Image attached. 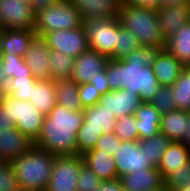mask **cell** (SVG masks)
Here are the masks:
<instances>
[{
    "label": "cell",
    "mask_w": 190,
    "mask_h": 191,
    "mask_svg": "<svg viewBox=\"0 0 190 191\" xmlns=\"http://www.w3.org/2000/svg\"><path fill=\"white\" fill-rule=\"evenodd\" d=\"M163 48L141 46L124 59H109L105 68L110 91L127 89L141 102H151L161 87L152 66Z\"/></svg>",
    "instance_id": "1"
},
{
    "label": "cell",
    "mask_w": 190,
    "mask_h": 191,
    "mask_svg": "<svg viewBox=\"0 0 190 191\" xmlns=\"http://www.w3.org/2000/svg\"><path fill=\"white\" fill-rule=\"evenodd\" d=\"M84 121L83 111H70L58 103L45 115L35 146L56 156L77 154V132Z\"/></svg>",
    "instance_id": "2"
},
{
    "label": "cell",
    "mask_w": 190,
    "mask_h": 191,
    "mask_svg": "<svg viewBox=\"0 0 190 191\" xmlns=\"http://www.w3.org/2000/svg\"><path fill=\"white\" fill-rule=\"evenodd\" d=\"M55 156L34 145L28 152L14 158L10 163L21 190L46 191Z\"/></svg>",
    "instance_id": "3"
},
{
    "label": "cell",
    "mask_w": 190,
    "mask_h": 191,
    "mask_svg": "<svg viewBox=\"0 0 190 191\" xmlns=\"http://www.w3.org/2000/svg\"><path fill=\"white\" fill-rule=\"evenodd\" d=\"M118 18L121 26L138 38L141 46L165 47L157 9L121 5Z\"/></svg>",
    "instance_id": "4"
},
{
    "label": "cell",
    "mask_w": 190,
    "mask_h": 191,
    "mask_svg": "<svg viewBox=\"0 0 190 191\" xmlns=\"http://www.w3.org/2000/svg\"><path fill=\"white\" fill-rule=\"evenodd\" d=\"M83 26V20L70 0H60L36 12L34 31L37 36L44 37L47 33L72 29Z\"/></svg>",
    "instance_id": "5"
},
{
    "label": "cell",
    "mask_w": 190,
    "mask_h": 191,
    "mask_svg": "<svg viewBox=\"0 0 190 191\" xmlns=\"http://www.w3.org/2000/svg\"><path fill=\"white\" fill-rule=\"evenodd\" d=\"M1 106L6 109L7 116L12 119L15 126L25 135L35 141L41 132L45 115L32 103L16 100L5 94Z\"/></svg>",
    "instance_id": "6"
},
{
    "label": "cell",
    "mask_w": 190,
    "mask_h": 191,
    "mask_svg": "<svg viewBox=\"0 0 190 191\" xmlns=\"http://www.w3.org/2000/svg\"><path fill=\"white\" fill-rule=\"evenodd\" d=\"M89 48L114 59V48L117 42V18L90 17L83 20Z\"/></svg>",
    "instance_id": "7"
},
{
    "label": "cell",
    "mask_w": 190,
    "mask_h": 191,
    "mask_svg": "<svg viewBox=\"0 0 190 191\" xmlns=\"http://www.w3.org/2000/svg\"><path fill=\"white\" fill-rule=\"evenodd\" d=\"M83 163L81 155L55 156L46 191H77V179Z\"/></svg>",
    "instance_id": "8"
},
{
    "label": "cell",
    "mask_w": 190,
    "mask_h": 191,
    "mask_svg": "<svg viewBox=\"0 0 190 191\" xmlns=\"http://www.w3.org/2000/svg\"><path fill=\"white\" fill-rule=\"evenodd\" d=\"M36 12L30 4L18 0H0V27L2 29L34 30Z\"/></svg>",
    "instance_id": "9"
},
{
    "label": "cell",
    "mask_w": 190,
    "mask_h": 191,
    "mask_svg": "<svg viewBox=\"0 0 190 191\" xmlns=\"http://www.w3.org/2000/svg\"><path fill=\"white\" fill-rule=\"evenodd\" d=\"M113 159L118 177L156 167L151 160H147L145 152L141 151L139 140L121 141Z\"/></svg>",
    "instance_id": "10"
},
{
    "label": "cell",
    "mask_w": 190,
    "mask_h": 191,
    "mask_svg": "<svg viewBox=\"0 0 190 191\" xmlns=\"http://www.w3.org/2000/svg\"><path fill=\"white\" fill-rule=\"evenodd\" d=\"M43 38L51 50L63 52L74 58L89 49L88 37L83 26L53 31Z\"/></svg>",
    "instance_id": "11"
},
{
    "label": "cell",
    "mask_w": 190,
    "mask_h": 191,
    "mask_svg": "<svg viewBox=\"0 0 190 191\" xmlns=\"http://www.w3.org/2000/svg\"><path fill=\"white\" fill-rule=\"evenodd\" d=\"M50 52L47 41L35 36L25 53L24 60L31 69L32 76L37 80H50Z\"/></svg>",
    "instance_id": "12"
},
{
    "label": "cell",
    "mask_w": 190,
    "mask_h": 191,
    "mask_svg": "<svg viewBox=\"0 0 190 191\" xmlns=\"http://www.w3.org/2000/svg\"><path fill=\"white\" fill-rule=\"evenodd\" d=\"M108 61V57L89 48L75 58L71 80L78 85L89 83L105 69Z\"/></svg>",
    "instance_id": "13"
},
{
    "label": "cell",
    "mask_w": 190,
    "mask_h": 191,
    "mask_svg": "<svg viewBox=\"0 0 190 191\" xmlns=\"http://www.w3.org/2000/svg\"><path fill=\"white\" fill-rule=\"evenodd\" d=\"M99 103L105 109L116 113L118 119L122 116L134 115L142 102L138 94L127 89H120L106 92L100 98Z\"/></svg>",
    "instance_id": "14"
},
{
    "label": "cell",
    "mask_w": 190,
    "mask_h": 191,
    "mask_svg": "<svg viewBox=\"0 0 190 191\" xmlns=\"http://www.w3.org/2000/svg\"><path fill=\"white\" fill-rule=\"evenodd\" d=\"M35 142L23 134L16 126L0 132V161L11 162L24 152H28Z\"/></svg>",
    "instance_id": "15"
},
{
    "label": "cell",
    "mask_w": 190,
    "mask_h": 191,
    "mask_svg": "<svg viewBox=\"0 0 190 191\" xmlns=\"http://www.w3.org/2000/svg\"><path fill=\"white\" fill-rule=\"evenodd\" d=\"M124 191H148L165 187V179L157 167L118 177Z\"/></svg>",
    "instance_id": "16"
},
{
    "label": "cell",
    "mask_w": 190,
    "mask_h": 191,
    "mask_svg": "<svg viewBox=\"0 0 190 191\" xmlns=\"http://www.w3.org/2000/svg\"><path fill=\"white\" fill-rule=\"evenodd\" d=\"M74 9L80 13L82 20L90 17H107L116 19L119 16L121 0H70Z\"/></svg>",
    "instance_id": "17"
},
{
    "label": "cell",
    "mask_w": 190,
    "mask_h": 191,
    "mask_svg": "<svg viewBox=\"0 0 190 191\" xmlns=\"http://www.w3.org/2000/svg\"><path fill=\"white\" fill-rule=\"evenodd\" d=\"M158 22L165 40L177 32L185 23L190 22V5H172L157 9Z\"/></svg>",
    "instance_id": "18"
},
{
    "label": "cell",
    "mask_w": 190,
    "mask_h": 191,
    "mask_svg": "<svg viewBox=\"0 0 190 191\" xmlns=\"http://www.w3.org/2000/svg\"><path fill=\"white\" fill-rule=\"evenodd\" d=\"M154 74L161 86H172L185 67L165 48H163L154 64Z\"/></svg>",
    "instance_id": "19"
},
{
    "label": "cell",
    "mask_w": 190,
    "mask_h": 191,
    "mask_svg": "<svg viewBox=\"0 0 190 191\" xmlns=\"http://www.w3.org/2000/svg\"><path fill=\"white\" fill-rule=\"evenodd\" d=\"M84 163L102 180L108 181L118 178L113 155L110 152L96 148L82 155Z\"/></svg>",
    "instance_id": "20"
},
{
    "label": "cell",
    "mask_w": 190,
    "mask_h": 191,
    "mask_svg": "<svg viewBox=\"0 0 190 191\" xmlns=\"http://www.w3.org/2000/svg\"><path fill=\"white\" fill-rule=\"evenodd\" d=\"M161 113L150 102H142L135 111L139 140L155 136L160 132Z\"/></svg>",
    "instance_id": "21"
},
{
    "label": "cell",
    "mask_w": 190,
    "mask_h": 191,
    "mask_svg": "<svg viewBox=\"0 0 190 191\" xmlns=\"http://www.w3.org/2000/svg\"><path fill=\"white\" fill-rule=\"evenodd\" d=\"M36 36L34 30L3 29L2 52L24 57L31 41Z\"/></svg>",
    "instance_id": "22"
},
{
    "label": "cell",
    "mask_w": 190,
    "mask_h": 191,
    "mask_svg": "<svg viewBox=\"0 0 190 191\" xmlns=\"http://www.w3.org/2000/svg\"><path fill=\"white\" fill-rule=\"evenodd\" d=\"M184 67L190 65V22L166 39L164 47Z\"/></svg>",
    "instance_id": "23"
},
{
    "label": "cell",
    "mask_w": 190,
    "mask_h": 191,
    "mask_svg": "<svg viewBox=\"0 0 190 191\" xmlns=\"http://www.w3.org/2000/svg\"><path fill=\"white\" fill-rule=\"evenodd\" d=\"M29 102L41 113L47 115L57 103L54 80H37L31 86Z\"/></svg>",
    "instance_id": "24"
},
{
    "label": "cell",
    "mask_w": 190,
    "mask_h": 191,
    "mask_svg": "<svg viewBox=\"0 0 190 191\" xmlns=\"http://www.w3.org/2000/svg\"><path fill=\"white\" fill-rule=\"evenodd\" d=\"M190 161V149L181 142L172 141L157 167L165 179L172 171Z\"/></svg>",
    "instance_id": "25"
},
{
    "label": "cell",
    "mask_w": 190,
    "mask_h": 191,
    "mask_svg": "<svg viewBox=\"0 0 190 191\" xmlns=\"http://www.w3.org/2000/svg\"><path fill=\"white\" fill-rule=\"evenodd\" d=\"M86 128L104 130V133H112L117 122L116 113L105 109L99 102L92 107L83 110Z\"/></svg>",
    "instance_id": "26"
},
{
    "label": "cell",
    "mask_w": 190,
    "mask_h": 191,
    "mask_svg": "<svg viewBox=\"0 0 190 191\" xmlns=\"http://www.w3.org/2000/svg\"><path fill=\"white\" fill-rule=\"evenodd\" d=\"M56 100L70 111H83L79 85L72 80H54Z\"/></svg>",
    "instance_id": "27"
},
{
    "label": "cell",
    "mask_w": 190,
    "mask_h": 191,
    "mask_svg": "<svg viewBox=\"0 0 190 191\" xmlns=\"http://www.w3.org/2000/svg\"><path fill=\"white\" fill-rule=\"evenodd\" d=\"M159 128L171 141L180 142L186 133V111L176 109L162 114Z\"/></svg>",
    "instance_id": "28"
},
{
    "label": "cell",
    "mask_w": 190,
    "mask_h": 191,
    "mask_svg": "<svg viewBox=\"0 0 190 191\" xmlns=\"http://www.w3.org/2000/svg\"><path fill=\"white\" fill-rule=\"evenodd\" d=\"M172 141L163 133L158 132L155 136L139 140L141 151L145 152L147 160H151L152 163L158 167L163 154L168 149Z\"/></svg>",
    "instance_id": "29"
},
{
    "label": "cell",
    "mask_w": 190,
    "mask_h": 191,
    "mask_svg": "<svg viewBox=\"0 0 190 191\" xmlns=\"http://www.w3.org/2000/svg\"><path fill=\"white\" fill-rule=\"evenodd\" d=\"M50 75L52 80H71L75 58L60 51L50 52Z\"/></svg>",
    "instance_id": "30"
},
{
    "label": "cell",
    "mask_w": 190,
    "mask_h": 191,
    "mask_svg": "<svg viewBox=\"0 0 190 191\" xmlns=\"http://www.w3.org/2000/svg\"><path fill=\"white\" fill-rule=\"evenodd\" d=\"M140 47L141 44L138 38L127 29L123 28L119 18H117V42L114 48V59H124Z\"/></svg>",
    "instance_id": "31"
},
{
    "label": "cell",
    "mask_w": 190,
    "mask_h": 191,
    "mask_svg": "<svg viewBox=\"0 0 190 191\" xmlns=\"http://www.w3.org/2000/svg\"><path fill=\"white\" fill-rule=\"evenodd\" d=\"M177 109L190 111V73L184 69L171 86Z\"/></svg>",
    "instance_id": "32"
},
{
    "label": "cell",
    "mask_w": 190,
    "mask_h": 191,
    "mask_svg": "<svg viewBox=\"0 0 190 191\" xmlns=\"http://www.w3.org/2000/svg\"><path fill=\"white\" fill-rule=\"evenodd\" d=\"M37 81L33 76H21L18 78H12L9 81V85L5 91L16 100L29 101L31 97V86Z\"/></svg>",
    "instance_id": "33"
},
{
    "label": "cell",
    "mask_w": 190,
    "mask_h": 191,
    "mask_svg": "<svg viewBox=\"0 0 190 191\" xmlns=\"http://www.w3.org/2000/svg\"><path fill=\"white\" fill-rule=\"evenodd\" d=\"M104 134V130L86 128L83 123L77 132V155H84L87 151L95 148L100 136Z\"/></svg>",
    "instance_id": "34"
},
{
    "label": "cell",
    "mask_w": 190,
    "mask_h": 191,
    "mask_svg": "<svg viewBox=\"0 0 190 191\" xmlns=\"http://www.w3.org/2000/svg\"><path fill=\"white\" fill-rule=\"evenodd\" d=\"M113 133L121 141L139 140L137 119L134 115H126L117 119Z\"/></svg>",
    "instance_id": "35"
},
{
    "label": "cell",
    "mask_w": 190,
    "mask_h": 191,
    "mask_svg": "<svg viewBox=\"0 0 190 191\" xmlns=\"http://www.w3.org/2000/svg\"><path fill=\"white\" fill-rule=\"evenodd\" d=\"M1 64H3L7 71L9 79L21 76H32L31 69L26 64L24 57L16 56L14 54H3Z\"/></svg>",
    "instance_id": "36"
},
{
    "label": "cell",
    "mask_w": 190,
    "mask_h": 191,
    "mask_svg": "<svg viewBox=\"0 0 190 191\" xmlns=\"http://www.w3.org/2000/svg\"><path fill=\"white\" fill-rule=\"evenodd\" d=\"M187 185H190V161L172 171L165 178V187L168 191H173Z\"/></svg>",
    "instance_id": "37"
},
{
    "label": "cell",
    "mask_w": 190,
    "mask_h": 191,
    "mask_svg": "<svg viewBox=\"0 0 190 191\" xmlns=\"http://www.w3.org/2000/svg\"><path fill=\"white\" fill-rule=\"evenodd\" d=\"M0 191H21L19 180L10 162L0 161Z\"/></svg>",
    "instance_id": "38"
},
{
    "label": "cell",
    "mask_w": 190,
    "mask_h": 191,
    "mask_svg": "<svg viewBox=\"0 0 190 191\" xmlns=\"http://www.w3.org/2000/svg\"><path fill=\"white\" fill-rule=\"evenodd\" d=\"M150 103L156 107L161 114L169 113L177 109L170 86H161Z\"/></svg>",
    "instance_id": "39"
},
{
    "label": "cell",
    "mask_w": 190,
    "mask_h": 191,
    "mask_svg": "<svg viewBox=\"0 0 190 191\" xmlns=\"http://www.w3.org/2000/svg\"><path fill=\"white\" fill-rule=\"evenodd\" d=\"M102 180L83 163L80 167L77 179V191H95L99 188Z\"/></svg>",
    "instance_id": "40"
},
{
    "label": "cell",
    "mask_w": 190,
    "mask_h": 191,
    "mask_svg": "<svg viewBox=\"0 0 190 191\" xmlns=\"http://www.w3.org/2000/svg\"><path fill=\"white\" fill-rule=\"evenodd\" d=\"M79 97L84 110L97 104L102 95L91 83H83L79 85Z\"/></svg>",
    "instance_id": "41"
},
{
    "label": "cell",
    "mask_w": 190,
    "mask_h": 191,
    "mask_svg": "<svg viewBox=\"0 0 190 191\" xmlns=\"http://www.w3.org/2000/svg\"><path fill=\"white\" fill-rule=\"evenodd\" d=\"M120 142L121 140L113 132L104 133L100 136L95 148L105 152H110L112 155H114L118 146L120 145Z\"/></svg>",
    "instance_id": "42"
},
{
    "label": "cell",
    "mask_w": 190,
    "mask_h": 191,
    "mask_svg": "<svg viewBox=\"0 0 190 191\" xmlns=\"http://www.w3.org/2000/svg\"><path fill=\"white\" fill-rule=\"evenodd\" d=\"M89 83L95 86V88L101 93V95H104L106 92H109L110 88L106 77V68L100 73H98V76L96 78L91 79Z\"/></svg>",
    "instance_id": "43"
},
{
    "label": "cell",
    "mask_w": 190,
    "mask_h": 191,
    "mask_svg": "<svg viewBox=\"0 0 190 191\" xmlns=\"http://www.w3.org/2000/svg\"><path fill=\"white\" fill-rule=\"evenodd\" d=\"M121 5L159 9L161 8V0H121Z\"/></svg>",
    "instance_id": "44"
},
{
    "label": "cell",
    "mask_w": 190,
    "mask_h": 191,
    "mask_svg": "<svg viewBox=\"0 0 190 191\" xmlns=\"http://www.w3.org/2000/svg\"><path fill=\"white\" fill-rule=\"evenodd\" d=\"M95 191H124L119 178L102 181L99 188Z\"/></svg>",
    "instance_id": "45"
},
{
    "label": "cell",
    "mask_w": 190,
    "mask_h": 191,
    "mask_svg": "<svg viewBox=\"0 0 190 191\" xmlns=\"http://www.w3.org/2000/svg\"><path fill=\"white\" fill-rule=\"evenodd\" d=\"M12 127H15L14 121L7 116L6 109L0 106V132L11 130Z\"/></svg>",
    "instance_id": "46"
},
{
    "label": "cell",
    "mask_w": 190,
    "mask_h": 191,
    "mask_svg": "<svg viewBox=\"0 0 190 191\" xmlns=\"http://www.w3.org/2000/svg\"><path fill=\"white\" fill-rule=\"evenodd\" d=\"M60 0H33L32 7L35 12L39 11L40 9H44L52 4L58 3Z\"/></svg>",
    "instance_id": "47"
},
{
    "label": "cell",
    "mask_w": 190,
    "mask_h": 191,
    "mask_svg": "<svg viewBox=\"0 0 190 191\" xmlns=\"http://www.w3.org/2000/svg\"><path fill=\"white\" fill-rule=\"evenodd\" d=\"M186 133L180 141L187 148L190 149V111H186Z\"/></svg>",
    "instance_id": "48"
},
{
    "label": "cell",
    "mask_w": 190,
    "mask_h": 191,
    "mask_svg": "<svg viewBox=\"0 0 190 191\" xmlns=\"http://www.w3.org/2000/svg\"><path fill=\"white\" fill-rule=\"evenodd\" d=\"M9 81L10 79L7 76V71L5 70L3 64L0 63V89L6 91Z\"/></svg>",
    "instance_id": "49"
},
{
    "label": "cell",
    "mask_w": 190,
    "mask_h": 191,
    "mask_svg": "<svg viewBox=\"0 0 190 191\" xmlns=\"http://www.w3.org/2000/svg\"><path fill=\"white\" fill-rule=\"evenodd\" d=\"M183 4H189V0H161V8L170 7L172 5H183Z\"/></svg>",
    "instance_id": "50"
},
{
    "label": "cell",
    "mask_w": 190,
    "mask_h": 191,
    "mask_svg": "<svg viewBox=\"0 0 190 191\" xmlns=\"http://www.w3.org/2000/svg\"><path fill=\"white\" fill-rule=\"evenodd\" d=\"M2 36H3V29L0 27V63H1L2 56H3V52H2Z\"/></svg>",
    "instance_id": "51"
},
{
    "label": "cell",
    "mask_w": 190,
    "mask_h": 191,
    "mask_svg": "<svg viewBox=\"0 0 190 191\" xmlns=\"http://www.w3.org/2000/svg\"><path fill=\"white\" fill-rule=\"evenodd\" d=\"M173 191H190V185L183 186L182 188L175 189Z\"/></svg>",
    "instance_id": "52"
},
{
    "label": "cell",
    "mask_w": 190,
    "mask_h": 191,
    "mask_svg": "<svg viewBox=\"0 0 190 191\" xmlns=\"http://www.w3.org/2000/svg\"><path fill=\"white\" fill-rule=\"evenodd\" d=\"M4 96H5V91L2 90V89H0V106H1V104H2V101H3Z\"/></svg>",
    "instance_id": "53"
},
{
    "label": "cell",
    "mask_w": 190,
    "mask_h": 191,
    "mask_svg": "<svg viewBox=\"0 0 190 191\" xmlns=\"http://www.w3.org/2000/svg\"><path fill=\"white\" fill-rule=\"evenodd\" d=\"M18 1L24 2L26 4H30V5H32V2H33V0H18Z\"/></svg>",
    "instance_id": "54"
},
{
    "label": "cell",
    "mask_w": 190,
    "mask_h": 191,
    "mask_svg": "<svg viewBox=\"0 0 190 191\" xmlns=\"http://www.w3.org/2000/svg\"><path fill=\"white\" fill-rule=\"evenodd\" d=\"M148 191H168V190L166 189V187H163L161 189H153V190H148Z\"/></svg>",
    "instance_id": "55"
},
{
    "label": "cell",
    "mask_w": 190,
    "mask_h": 191,
    "mask_svg": "<svg viewBox=\"0 0 190 191\" xmlns=\"http://www.w3.org/2000/svg\"><path fill=\"white\" fill-rule=\"evenodd\" d=\"M185 69L190 73V65L185 66Z\"/></svg>",
    "instance_id": "56"
}]
</instances>
